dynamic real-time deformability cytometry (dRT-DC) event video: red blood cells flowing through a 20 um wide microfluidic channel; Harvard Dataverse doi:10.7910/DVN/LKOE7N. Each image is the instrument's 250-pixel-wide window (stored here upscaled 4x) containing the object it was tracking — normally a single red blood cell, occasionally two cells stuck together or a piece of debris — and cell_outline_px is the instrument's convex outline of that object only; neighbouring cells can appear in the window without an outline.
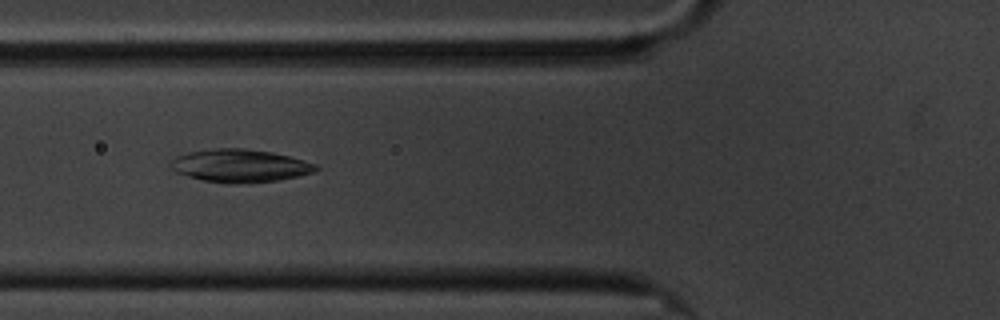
{"species": "common noctule bat (a hibernating species)", "species_latin": "Nyctalus noctula", "temperature_condition": "cold", "stored_images_in_passage": 59, "camera_frame_rate_fps": 3000, "um_per_image_px": 0.085, "animal": {"sex": "male", "body_mass_g": 20.1, "forearm_length_mm": 53.5}, "frame": {"image": 1, "passage_image": 22, "time_ms": 7.0, "image_size_px": [1000, 320], "cell_outline_px": [[320, 168], [316, 172], [276, 180], [240, 184], [224, 184], [204, 180], [188, 176], [176, 172], [168, 164], [176, 156], [188, 152], [216, 148], [244, 148], [272, 152], [288, 156], [316, 164]], "centroid_in_image_um": [20.38, 14.09], "position_along_channel_um": 105.4, "area_um2": 27.86}}
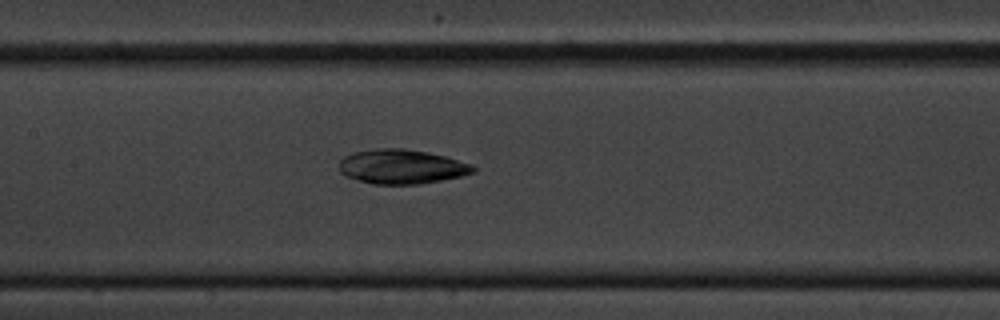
{"frame": {"image": 2, "passage_image": 28, "time_ms": 9.0, "image_size_px": [1000, 320], "cell_outline_px": [[476, 172], [460, 176], [420, 184], [372, 184], [344, 176], [340, 172], [340, 160], [344, 156], [352, 152], [376, 148], [404, 148], [428, 152], [444, 156], [472, 164], [476, 168]], "centroid_in_image_um": [34.12, 14.16], "position_along_channel_um": 173.3, "area_um2": 26.99}}
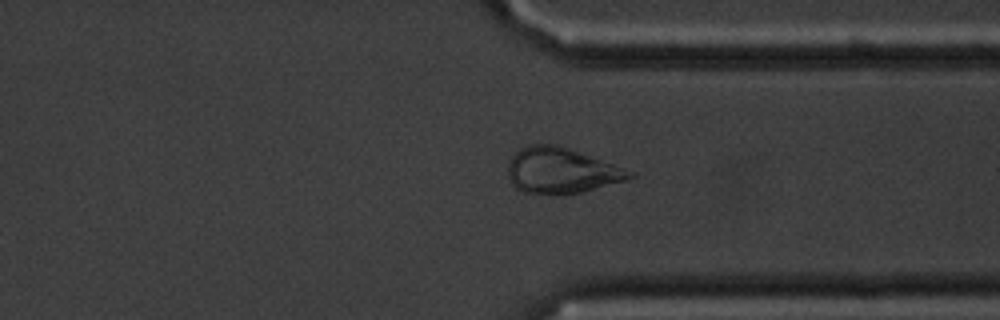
{"frame": {"image": 3, "passage_image": 45, "time_ms": 14.667, "image_size_px": [1000, 320], "cell_outline_px": [[636, 176], [624, 180], [580, 192], [564, 196], [556, 196], [520, 192], [508, 180], [508, 160], [520, 148], [528, 144], [556, 144], [568, 148], [636, 172]], "centroid_in_image_um": [47.65, 14.52], "position_along_channel_um": 363.7, "area_um2": 32.71}}